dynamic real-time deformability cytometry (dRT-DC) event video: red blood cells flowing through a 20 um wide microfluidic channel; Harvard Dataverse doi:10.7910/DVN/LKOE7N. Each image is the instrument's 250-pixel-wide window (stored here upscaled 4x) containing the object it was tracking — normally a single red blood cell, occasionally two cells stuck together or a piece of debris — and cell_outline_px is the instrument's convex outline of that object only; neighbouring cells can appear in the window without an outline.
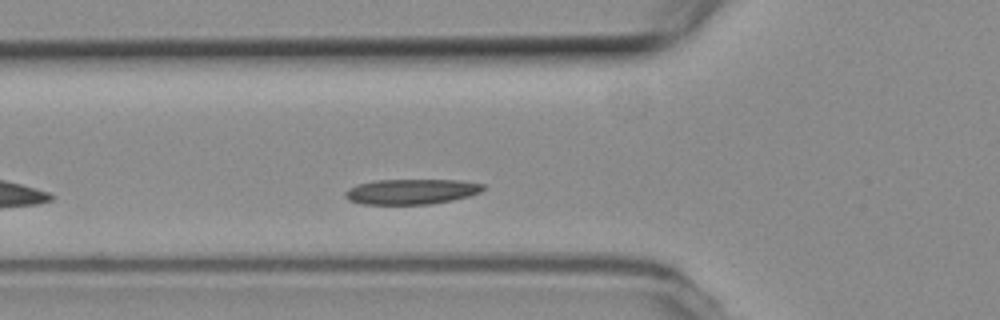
{"species": "common noctule bat (a hibernating species)", "species_latin": "Nyctalus noctula", "temperature_condition": "room temperature", "stored_images_in_passage": 35, "camera_frame_rate_fps": 3000, "um_per_image_px": 0.085, "animal": {"sex": "female", "body_mass_g": 19.3, "forearm_length_mm": 54.1}, "frame": {"image": 1, "passage_image": 6, "time_ms": 1.667, "image_size_px": [1000, 320], "cell_outline_px": [[484, 188], [480, 192], [468, 196], [452, 200], [428, 204], [364, 204], [348, 200], [344, 196], [344, 192], [348, 188], [356, 184], [376, 180], [460, 180], [484, 184]], "centroid_in_image_um": [34.93, 16.28], "position_along_channel_um": 90.9, "area_um2": 20.29}}
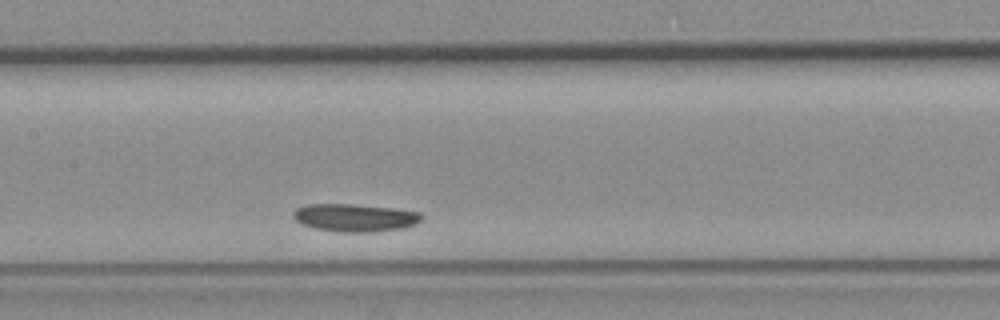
{"frame": {"image": 2, "passage_image": 14, "time_ms": 4.333, "image_size_px": [1000, 320], "cell_outline_px": [[424, 216], [416, 224], [404, 228], [372, 232], [340, 232], [312, 228], [300, 224], [292, 216], [292, 212], [296, 208], [308, 204], [352, 204], [392, 208], [420, 212]], "centroid_in_image_um": [30.14, 18.51], "position_along_channel_um": 177.3, "area_um2": 20.98}}
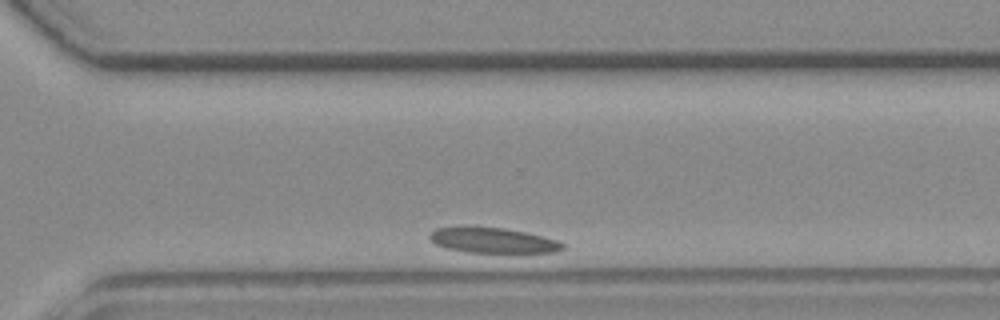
{"frame": {"image": 3, "passage_image": 30, "time_ms": 9.667, "image_size_px": [1000, 320], "cell_outline_px": [[564, 248], [556, 252], [464, 252], [444, 248], [436, 244], [428, 236], [436, 228], [504, 228], [544, 236], [556, 240], [564, 244]], "centroid_in_image_um": [41.92, 20.45], "position_along_channel_um": 328.7, "area_um2": 19.07}}